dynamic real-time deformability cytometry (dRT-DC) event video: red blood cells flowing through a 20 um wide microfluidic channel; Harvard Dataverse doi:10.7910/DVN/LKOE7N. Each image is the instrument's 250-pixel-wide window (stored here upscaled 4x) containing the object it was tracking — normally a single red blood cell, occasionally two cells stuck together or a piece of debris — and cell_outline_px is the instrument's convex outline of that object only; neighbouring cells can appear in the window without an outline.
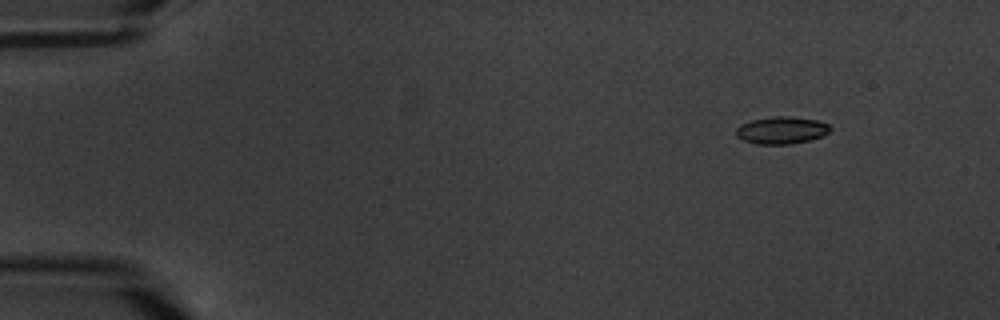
{"species": "common noctule bat (a hibernating species)", "species_latin": "Nyctalus noctula", "temperature_condition": "warm", "stored_images_in_passage": 6, "camera_frame_rate_fps": 3000, "um_per_image_px": 0.085, "animal": {"sex": "male", "body_mass_g": 20.1, "forearm_length_mm": 53.5}, "frame": {"image": 1, "passage_image": 2, "time_ms": 1.0, "image_size_px": [1000, 320], "cell_outline_px": [[832, 128], [824, 136], [808, 140], [788, 144], [756, 144], [744, 140], [736, 136], [736, 128], [740, 124], [752, 120], [772, 116], [788, 116], [816, 120], [828, 124]], "centroid_in_image_um": [66.42, 11.07], "position_along_channel_um": 18.6, "area_um2": 14.91}}
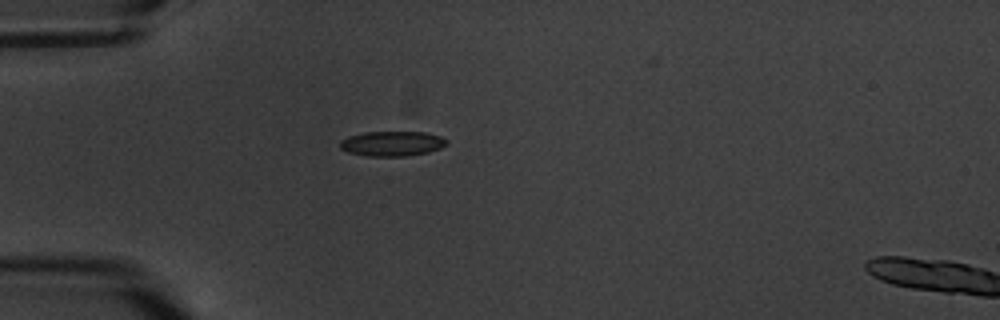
{"frame": {"image": 2, "passage_image": 5, "time_ms": 4.667, "image_size_px": [1000, 320], "cell_outline_px": [[448, 144], [440, 148], [428, 152], [404, 156], [368, 156], [348, 152], [340, 148], [340, 140], [348, 136], [364, 132], [424, 132], [440, 136], [448, 140]], "centroid_in_image_um": [33.32, 12.2], "position_along_channel_um": 51.7, "area_um2": 15.49}}